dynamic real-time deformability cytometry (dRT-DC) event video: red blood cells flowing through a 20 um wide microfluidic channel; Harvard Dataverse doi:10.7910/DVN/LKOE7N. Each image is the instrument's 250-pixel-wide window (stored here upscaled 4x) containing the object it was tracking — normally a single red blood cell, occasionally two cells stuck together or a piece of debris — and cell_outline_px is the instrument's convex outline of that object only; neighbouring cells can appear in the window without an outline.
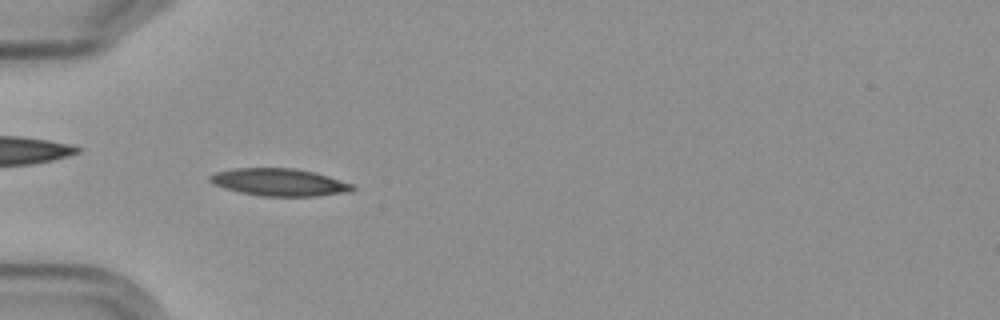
{"species": "Egyptian fruit bat (a non-hibernating species)", "species_latin": "Rousettus aegyptiacus", "temperature_condition": "cold", "stored_images_in_passage": 6, "camera_frame_rate_fps": 3000, "um_per_image_px": 0.085, "frame": {"image": 1, "passage_image": 4, "time_ms": 4.333, "image_size_px": [1000, 320], "cell_outline_px": [[356, 188], [352, 192], [316, 196], [260, 196], [240, 192], [224, 188], [208, 180], [208, 176], [216, 172], [232, 168], [296, 168], [316, 172], [352, 184]], "centroid_in_image_um": [23.76, 15.49], "position_along_channel_um": 61.2, "area_um2": 22.89}}
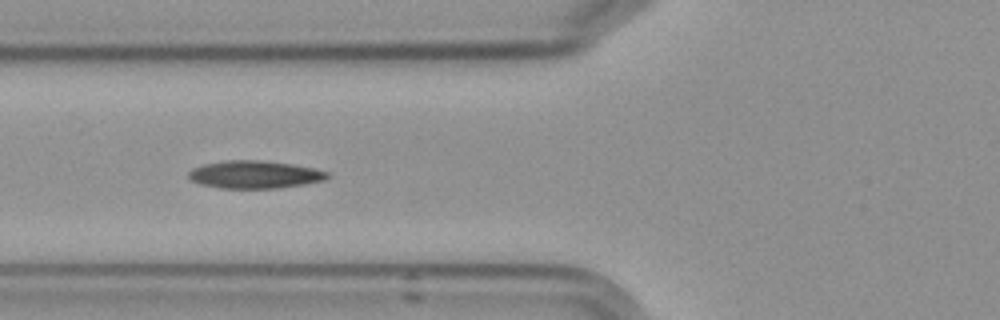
{"frame": {"image": 2, "passage_image": 5, "time_ms": 5.667, "image_size_px": [1000, 320], "cell_outline_px": [[332, 176], [324, 180], [304, 184], [280, 188], [220, 188], [200, 184], [192, 180], [188, 176], [188, 172], [192, 168], [204, 164], [228, 160], [260, 160], [292, 164], [312, 168], [328, 172]], "centroid_in_image_um": [21.65, 14.84], "position_along_channel_um": 104.1, "area_um2": 22.37}}
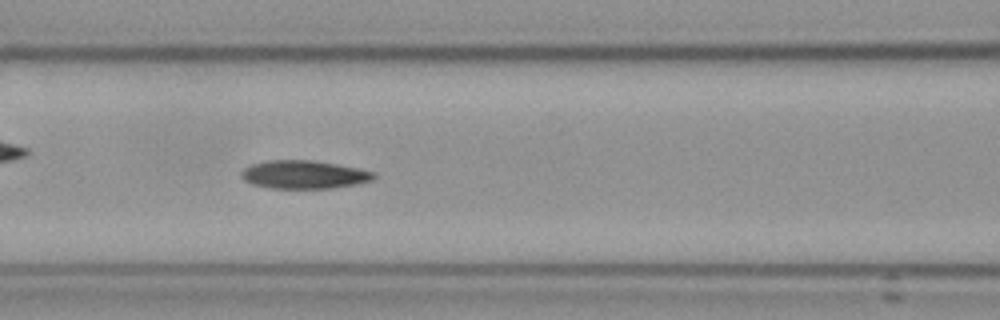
{"frame": {"image": 3, "passage_image": 6, "time_ms": 6.667, "image_size_px": [1000, 320], "cell_outline_px": [[376, 176], [372, 180], [332, 188], [272, 188], [252, 184], [244, 180], [240, 176], [240, 172], [244, 168], [252, 164], [268, 160], [312, 160], [336, 164], [376, 172]], "centroid_in_image_um": [25.8, 14.83], "position_along_channel_um": 140.8, "area_um2": 21.62}}